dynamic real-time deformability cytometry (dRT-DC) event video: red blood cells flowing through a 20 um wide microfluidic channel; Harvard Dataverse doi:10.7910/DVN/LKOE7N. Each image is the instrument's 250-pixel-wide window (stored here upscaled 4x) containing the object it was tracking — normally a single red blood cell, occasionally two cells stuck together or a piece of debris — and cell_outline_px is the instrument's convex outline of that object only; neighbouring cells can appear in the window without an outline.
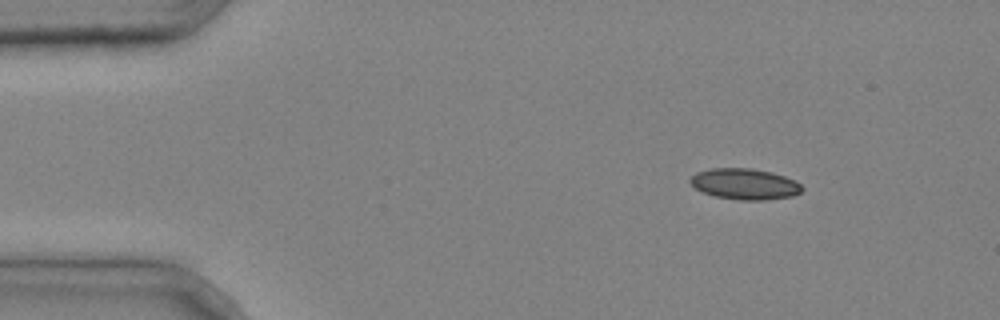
{"species": "common noctule bat (a hibernating species)", "species_latin": "Nyctalus noctula", "temperature_condition": "cold", "stored_images_in_passage": 3, "camera_frame_rate_fps": 3000, "um_per_image_px": 0.085, "animal": {"sex": "male", "body_mass_g": 20.4}, "frame": {"image": 1, "passage_image": 1, "time_ms": 0.0, "image_size_px": [1000, 320], "cell_outline_px": [[804, 188], [800, 192], [792, 196], [764, 200], [740, 200], [712, 196], [696, 188], [688, 180], [696, 172], [712, 168], [752, 168], [772, 172], [796, 180]], "centroid_in_image_um": [63.31, 15.64], "position_along_channel_um": 21.7, "area_um2": 20.23}}
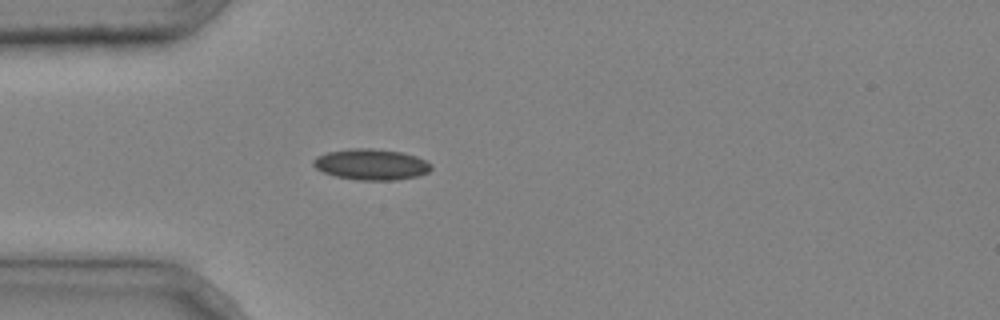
{"frame": {"image": 2, "passage_image": 3, "time_ms": 0.667, "image_size_px": [1000, 320], "cell_outline_px": [[432, 168], [428, 172], [416, 176], [396, 180], [360, 180], [336, 176], [324, 172], [316, 168], [312, 164], [312, 160], [316, 156], [328, 152], [352, 148], [372, 148], [404, 152], [416, 156], [432, 164]], "centroid_in_image_um": [31.56, 13.96], "position_along_channel_um": 53.4, "area_um2": 21.27}}